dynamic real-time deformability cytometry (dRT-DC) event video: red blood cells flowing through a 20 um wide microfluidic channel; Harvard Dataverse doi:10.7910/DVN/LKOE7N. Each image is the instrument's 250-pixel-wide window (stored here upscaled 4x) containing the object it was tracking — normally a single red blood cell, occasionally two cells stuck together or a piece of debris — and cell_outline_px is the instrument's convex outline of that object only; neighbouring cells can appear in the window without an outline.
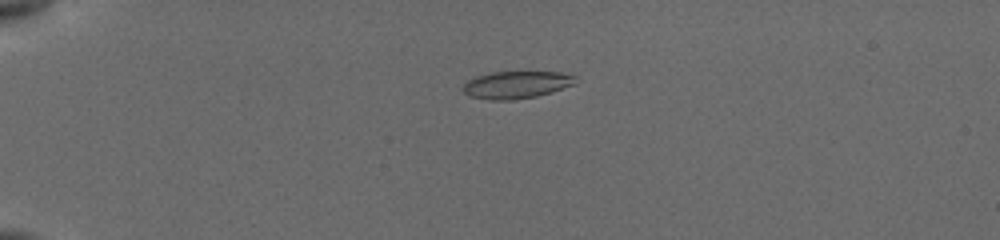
{"species": "common noctule bat (a hibernating species)", "species_latin": "Nyctalus noctula", "temperature_condition": "cold", "stored_images_in_passage": 6, "camera_frame_rate_fps": 3000, "um_per_image_px": 0.085, "animal": {"sex": "female", "body_mass_g": 19.5, "forearm_length_mm": 54.1}, "frame": {"image": 1, "passage_image": 3, "time_ms": 1.667, "image_size_px": [1000, 240], "cell_outline_px": [[580, 76], [576, 84], [552, 92], [536, 96], [512, 100], [492, 100], [468, 96], [460, 88], [468, 80], [476, 76], [492, 72], [560, 72]], "centroid_in_image_um": [43.93, 7.2], "position_along_channel_um": 41.1, "area_um2": 18.21}}
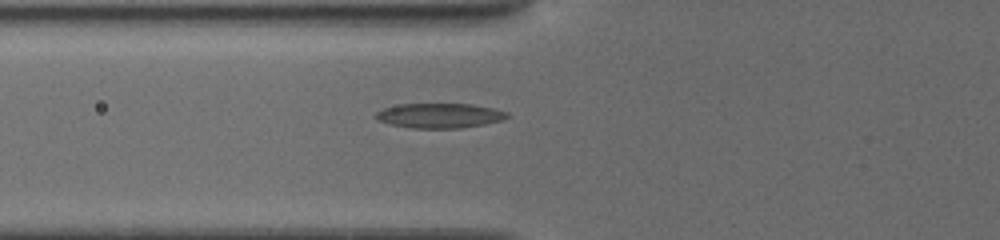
{"frame": {"image": 2, "passage_image": 6, "time_ms": 4.333, "image_size_px": [1000, 240], "cell_outline_px": [[508, 116], [504, 120], [484, 124], [460, 128], [412, 128], [388, 124], [376, 120], [372, 116], [376, 112], [384, 108], [400, 104], [472, 104], [492, 108], [508, 112]], "centroid_in_image_um": [37.32, 9.83], "position_along_channel_um": 88.5, "area_um2": 19.07}}